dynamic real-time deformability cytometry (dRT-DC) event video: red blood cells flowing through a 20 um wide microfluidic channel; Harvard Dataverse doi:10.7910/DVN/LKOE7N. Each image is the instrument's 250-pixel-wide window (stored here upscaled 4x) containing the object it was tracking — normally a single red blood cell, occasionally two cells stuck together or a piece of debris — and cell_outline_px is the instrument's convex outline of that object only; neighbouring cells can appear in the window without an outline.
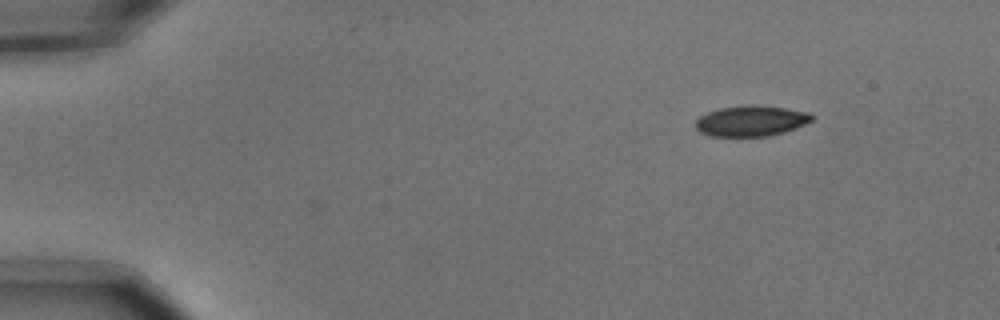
{"species": "common noctule bat (a hibernating species)", "species_latin": "Nyctalus noctula", "temperature_condition": "cold", "stored_images_in_passage": 5, "camera_frame_rate_fps": 3000, "um_per_image_px": 0.085, "animal": {"sex": "male", "body_mass_g": 15.6}, "frame": {"image": 1, "passage_image": 1, "time_ms": 0.0, "image_size_px": [1000, 320], "cell_outline_px": [[812, 120], [796, 128], [784, 132], [768, 136], [708, 136], [700, 132], [696, 128], [696, 120], [700, 116], [708, 112], [720, 108], [748, 104], [752, 104], [784, 108], [808, 112], [812, 116]], "centroid_in_image_um": [63.81, 10.28], "position_along_channel_um": 21.2, "area_um2": 20.69}}
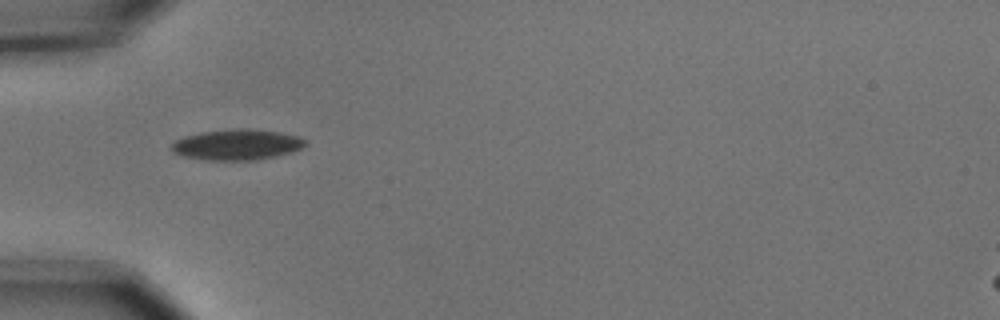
{"frame": {"image": 2, "passage_image": 4, "time_ms": 1.0, "image_size_px": [1000, 320], "cell_outline_px": [[308, 144], [300, 148], [288, 152], [256, 160], [204, 160], [184, 156], [172, 152], [172, 144], [176, 140], [184, 136], [200, 132], [236, 128], [248, 128], [280, 132], [300, 136], [308, 140]], "centroid_in_image_um": [20.15, 12.28], "position_along_channel_um": 64.9, "area_um2": 23.93}}
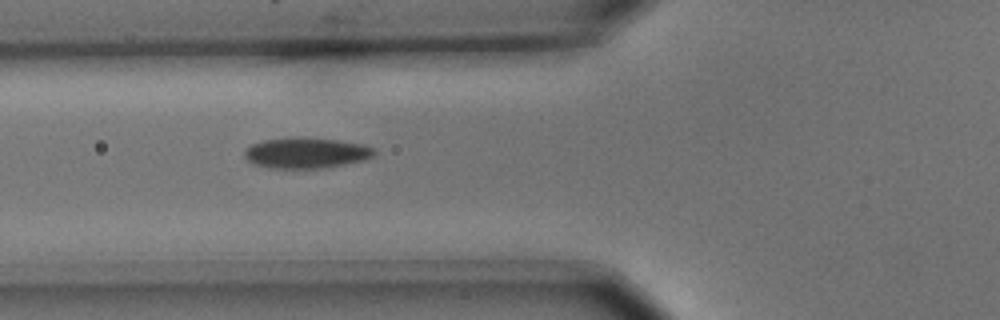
{"frame": {"image": 3, "passage_image": 5, "time_ms": 1.333, "image_size_px": [1000, 320], "cell_outline_px": [[376, 152], [372, 156], [364, 160], [324, 168], [272, 168], [252, 164], [244, 156], [244, 148], [252, 144], [264, 140], [292, 136], [304, 136], [340, 140], [364, 144], [376, 148]], "centroid_in_image_um": [26.02, 12.97], "position_along_channel_um": 99.8, "area_um2": 23.7}}